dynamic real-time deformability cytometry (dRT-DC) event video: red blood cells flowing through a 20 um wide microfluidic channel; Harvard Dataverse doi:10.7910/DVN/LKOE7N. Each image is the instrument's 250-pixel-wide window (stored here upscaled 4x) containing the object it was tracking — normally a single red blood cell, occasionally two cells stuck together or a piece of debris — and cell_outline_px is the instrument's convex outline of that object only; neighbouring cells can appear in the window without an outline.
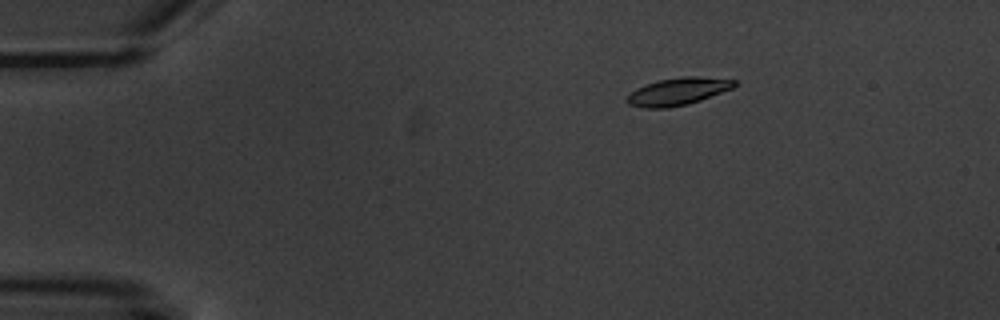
{"species": "common noctule bat (a hibernating species)", "species_latin": "Nyctalus noctula", "temperature_condition": "warm", "stored_images_in_passage": 3, "camera_frame_rate_fps": 3000, "um_per_image_px": 0.085, "animal": {"sex": "male", "body_mass_g": 20.1, "forearm_length_mm": 53.5}, "frame": {"image": 1, "passage_image": 1, "time_ms": 0.0, "image_size_px": [1000, 320], "cell_outline_px": [[736, 84], [732, 88], [700, 100], [688, 104], [668, 108], [644, 108], [628, 104], [624, 100], [636, 88], [660, 80], [684, 76], [696, 76], [736, 80]], "centroid_in_image_um": [57.6, 7.78], "position_along_channel_um": 27.4, "area_um2": 16.94}}